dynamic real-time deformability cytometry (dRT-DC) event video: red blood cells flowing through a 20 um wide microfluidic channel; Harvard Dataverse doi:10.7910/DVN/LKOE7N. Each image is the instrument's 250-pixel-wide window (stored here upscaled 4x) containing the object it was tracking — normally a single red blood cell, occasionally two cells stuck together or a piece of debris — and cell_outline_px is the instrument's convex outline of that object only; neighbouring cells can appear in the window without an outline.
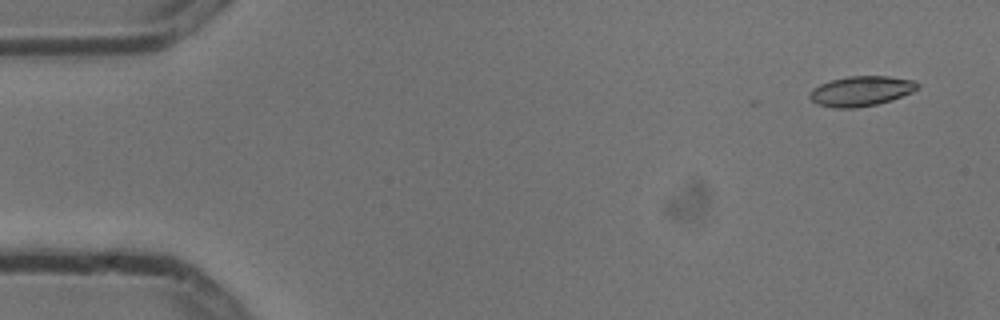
{"species": "common noctule bat (a hibernating species)", "species_latin": "Nyctalus noctula", "temperature_condition": "cold", "stored_images_in_passage": 4, "camera_frame_rate_fps": 3000, "um_per_image_px": 0.085, "animal": {"sex": "male", "body_mass_g": 13.3}, "frame": {"image": 1, "passage_image": 1, "time_ms": 0.0, "image_size_px": [1000, 320], "cell_outline_px": [[920, 88], [912, 92], [892, 100], [876, 104], [856, 108], [836, 108], [820, 104], [812, 100], [808, 96], [812, 88], [820, 84], [832, 80], [848, 76], [888, 76], [912, 80], [920, 84]], "centroid_in_image_um": [73.22, 7.73], "position_along_channel_um": 11.8, "area_um2": 18.79}}